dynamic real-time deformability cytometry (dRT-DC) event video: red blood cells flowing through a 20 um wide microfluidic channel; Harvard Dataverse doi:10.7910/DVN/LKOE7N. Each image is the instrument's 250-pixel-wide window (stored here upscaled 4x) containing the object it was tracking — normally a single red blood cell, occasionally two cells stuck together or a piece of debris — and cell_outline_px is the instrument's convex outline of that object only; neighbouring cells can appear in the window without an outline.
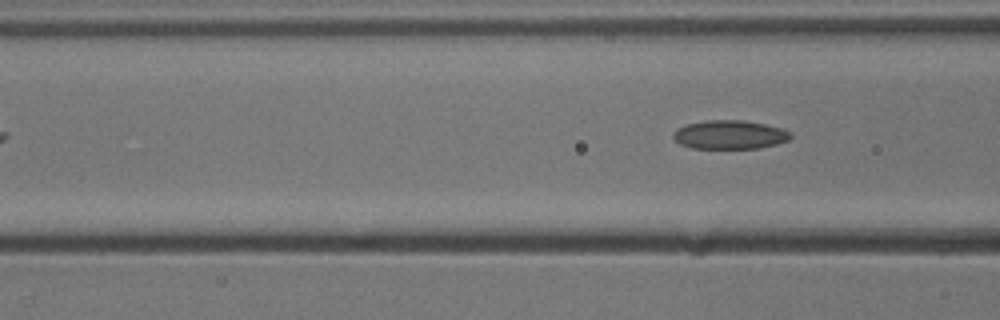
{"species": "common noctule bat (a hibernating species)", "species_latin": "Nyctalus noctula", "temperature_condition": "cold", "stored_images_in_passage": 5, "camera_frame_rate_fps": 3000, "um_per_image_px": 0.085, "animal": {"sex": "male", "body_mass_g": 13.3}, "frame": {"image": 1, "passage_image": 5, "time_ms": 1.333, "image_size_px": [1000, 320], "cell_outline_px": [[792, 136], [788, 140], [776, 144], [756, 148], [692, 148], [680, 144], [672, 136], [672, 132], [676, 128], [688, 124], [704, 120], [740, 120], [764, 124], [780, 128], [792, 132]], "centroid_in_image_um": [62.0, 11.44], "position_along_channel_um": 104.6, "area_um2": 19.59}}